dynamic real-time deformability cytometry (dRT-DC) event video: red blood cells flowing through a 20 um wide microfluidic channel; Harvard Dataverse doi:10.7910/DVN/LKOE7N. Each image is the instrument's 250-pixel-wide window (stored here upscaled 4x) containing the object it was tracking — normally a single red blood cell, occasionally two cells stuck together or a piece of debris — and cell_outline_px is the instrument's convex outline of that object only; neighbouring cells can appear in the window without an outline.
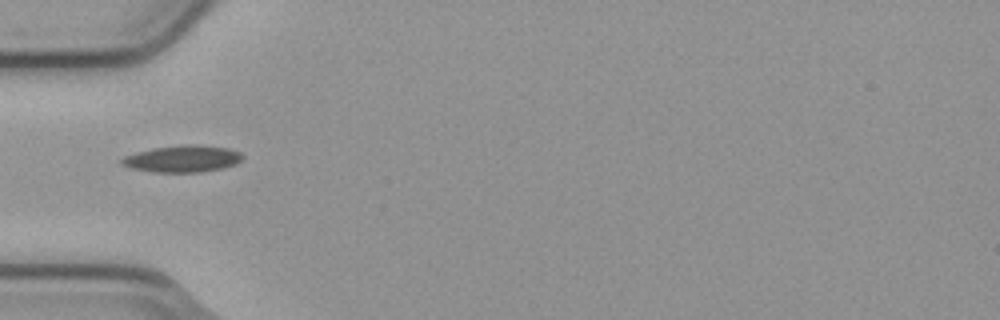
{"species": "common noctule bat (a hibernating species)", "species_latin": "Nyctalus noctula", "temperature_condition": "cold", "stored_images_in_passage": 3, "camera_frame_rate_fps": 3000, "um_per_image_px": 0.085, "animal": {"sex": "male", "body_mass_g": 23.1, "forearm_length_mm": 52.7}, "frame": {"image": 1, "passage_image": 1, "time_ms": 0.0, "image_size_px": [1000, 320], "cell_outline_px": [[244, 156], [236, 164], [224, 168], [200, 172], [152, 172], [132, 168], [120, 164], [120, 160], [124, 156], [136, 152], [152, 148], [184, 144], [196, 144], [228, 148], [240, 152]], "centroid_in_image_um": [15.51, 13.49], "position_along_channel_um": 69.5, "area_um2": 19.02}}
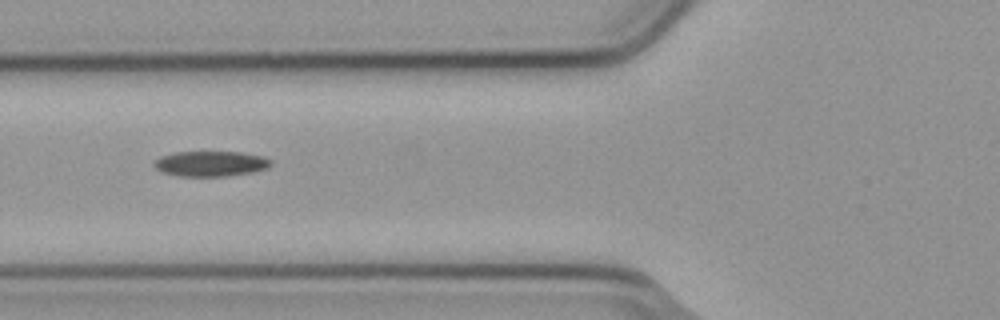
{"frame": {"image": 2, "passage_image": 2, "time_ms": 0.333, "image_size_px": [1000, 320], "cell_outline_px": [[272, 164], [268, 168], [252, 172], [228, 176], [180, 176], [164, 172], [156, 168], [152, 164], [160, 156], [176, 152], [240, 152], [264, 156], [272, 160]], "centroid_in_image_um": [17.95, 13.91], "position_along_channel_um": 107.9, "area_um2": 17.22}}
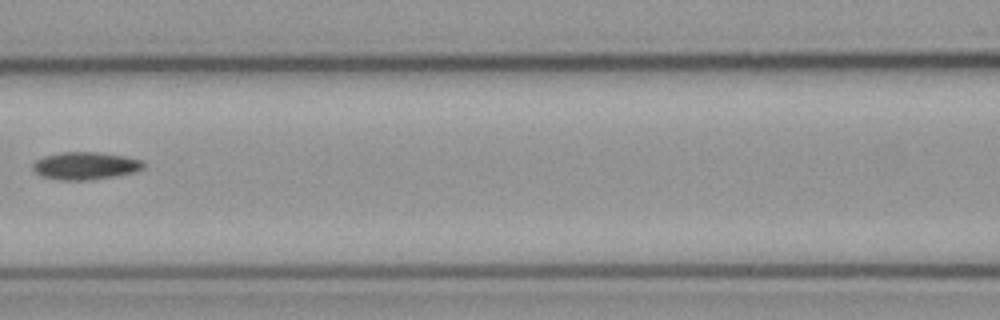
{"frame": {"image": 3, "passage_image": 3, "time_ms": 0.667, "image_size_px": [1000, 320], "cell_outline_px": [[144, 168], [136, 172], [88, 180], [60, 180], [44, 176], [36, 172], [32, 168], [32, 164], [36, 160], [44, 156], [60, 152], [96, 152], [124, 156], [140, 160], [144, 164]], "centroid_in_image_um": [7.24, 14.08], "position_along_channel_um": 159.4, "area_um2": 17.57}}